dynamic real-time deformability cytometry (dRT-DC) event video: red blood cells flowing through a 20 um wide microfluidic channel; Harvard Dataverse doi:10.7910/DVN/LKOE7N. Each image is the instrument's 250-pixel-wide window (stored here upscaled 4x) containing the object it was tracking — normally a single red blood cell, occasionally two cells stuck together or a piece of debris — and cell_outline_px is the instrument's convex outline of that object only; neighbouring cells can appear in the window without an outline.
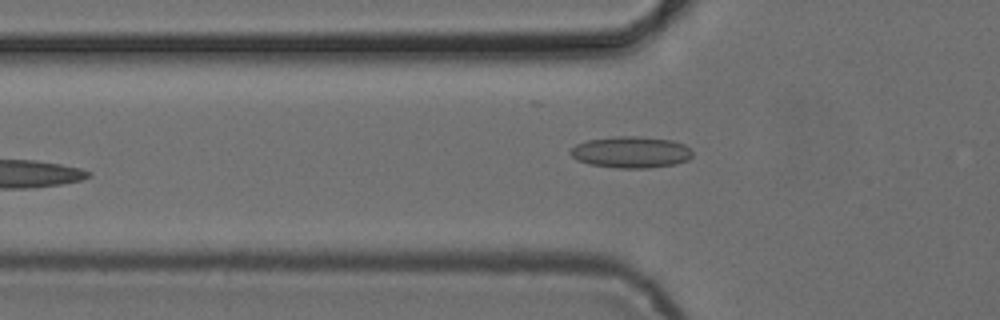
{"species": "common noctule bat (a hibernating species)", "species_latin": "Nyctalus noctula", "temperature_condition": "cold", "stored_images_in_passage": 37, "camera_frame_rate_fps": 3000, "um_per_image_px": 0.085, "animal": {"sex": "female", "body_mass_g": 24.6, "forearm_length_mm": 56.2}, "frame": {"image": 1, "passage_image": 4, "time_ms": 1.0, "image_size_px": [1000, 320], "cell_outline_px": [[692, 156], [688, 160], [676, 164], [648, 168], [620, 168], [588, 164], [576, 160], [568, 152], [576, 144], [588, 140], [616, 136], [636, 136], [672, 140], [684, 144], [692, 148]], "centroid_in_image_um": [53.65, 12.94], "position_along_channel_um": 72.2, "area_um2": 22.54}}
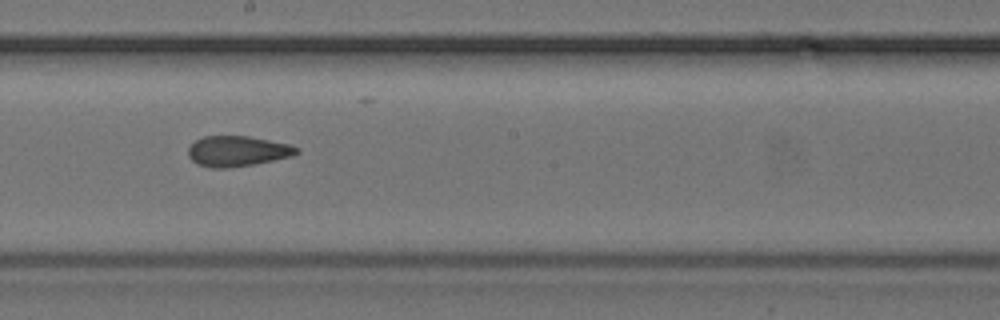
{"frame": {"image": 2, "passage_image": 16, "time_ms": 5.0, "image_size_px": [1000, 320], "cell_outline_px": [[300, 152], [292, 156], [252, 164], [228, 168], [212, 168], [196, 164], [188, 156], [188, 148], [196, 140], [204, 136], [248, 136], [292, 144], [300, 148]], "centroid_in_image_um": [20.2, 12.84], "position_along_channel_um": 228.0, "area_um2": 19.31}}
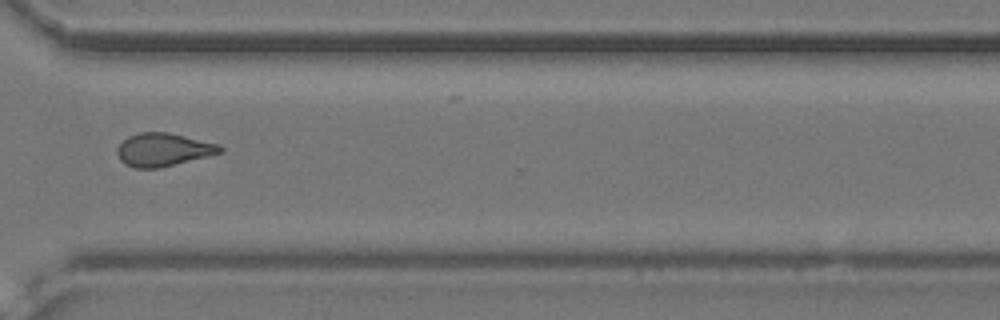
{"frame": {"image": 3, "passage_image": 26, "time_ms": 8.333, "image_size_px": [1000, 320], "cell_outline_px": [[224, 152], [160, 168], [136, 168], [124, 164], [120, 160], [116, 152], [116, 148], [128, 136], [140, 132], [168, 132], [220, 144], [224, 148]], "centroid_in_image_um": [13.89, 12.72], "position_along_channel_um": 356.7, "area_um2": 20.0}}